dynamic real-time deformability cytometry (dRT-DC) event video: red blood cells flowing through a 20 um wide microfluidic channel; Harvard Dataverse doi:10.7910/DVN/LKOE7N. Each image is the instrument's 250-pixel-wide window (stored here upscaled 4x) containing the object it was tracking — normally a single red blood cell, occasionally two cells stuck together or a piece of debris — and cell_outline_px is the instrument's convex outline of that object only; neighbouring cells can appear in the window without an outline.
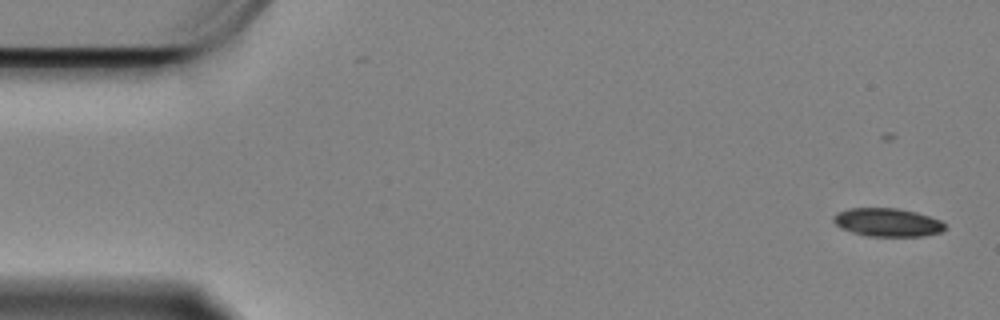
{"species": "Egyptian fruit bat (a non-hibernating species)", "species_latin": "Rousettus aegyptiacus", "temperature_condition": "cold", "stored_images_in_passage": 58, "camera_frame_rate_fps": 3000, "um_per_image_px": 0.085, "animal": {"sex": "female"}, "frame": {"image": 1, "passage_image": 1, "time_ms": 0.0, "image_size_px": [1000, 320], "cell_outline_px": [[944, 228], [940, 232], [920, 236], [868, 236], [852, 232], [840, 228], [832, 220], [832, 216], [836, 212], [848, 208], [896, 208], [916, 212], [940, 220], [944, 224]], "centroid_in_image_um": [75.36, 18.89], "position_along_channel_um": 9.6, "area_um2": 18.32}}
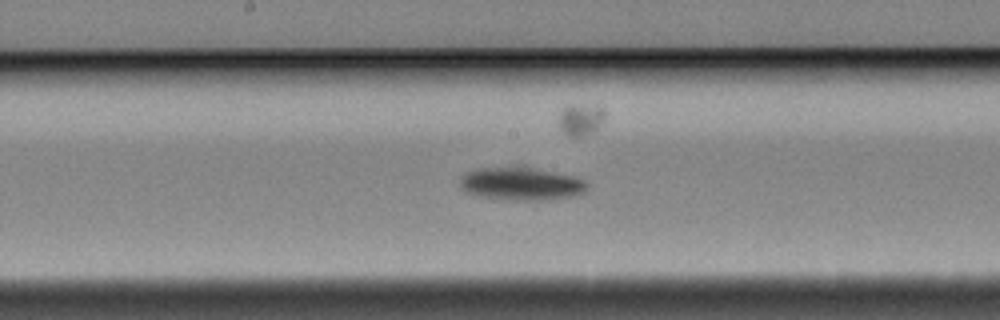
{"frame": {"image": 2, "passage_image": 29, "time_ms": 9.333, "image_size_px": [1000, 320], "cell_outline_px": [[588, 188], [584, 192], [576, 196], [548, 200], [512, 200], [480, 196], [468, 192], [460, 188], [460, 180], [468, 172], [480, 168], [512, 164], [524, 164], [572, 176], [584, 180], [588, 184]], "centroid_in_image_um": [44.34, 15.58], "position_along_channel_um": 203.9, "area_um2": 25.2}}
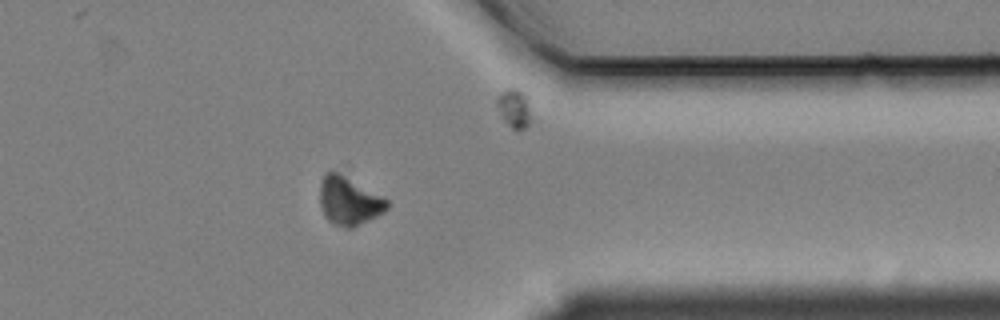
{"frame": {"image": 3, "passage_image": 46, "time_ms": 15.0, "image_size_px": [1000, 320], "cell_outline_px": [[388, 208], [384, 212], [352, 228], [344, 228], [332, 224], [324, 216], [320, 204], [320, 184], [324, 176], [328, 172], [336, 172], [344, 176], [388, 200]], "centroid_in_image_um": [29.64, 17.12], "position_along_channel_um": 381.8, "area_um2": 18.5}, "authors_computed_cell_mechanics": {"area_um2": 22.1663, "velocity_mm_per_s": 3.3232, "shape_relaxation_time_tau1_ms": 2.2502, "shape_relaxation_time_tau2_ms": null, "deformation_change_tau1": 0.1162, "deformation_change_tau2": null}}